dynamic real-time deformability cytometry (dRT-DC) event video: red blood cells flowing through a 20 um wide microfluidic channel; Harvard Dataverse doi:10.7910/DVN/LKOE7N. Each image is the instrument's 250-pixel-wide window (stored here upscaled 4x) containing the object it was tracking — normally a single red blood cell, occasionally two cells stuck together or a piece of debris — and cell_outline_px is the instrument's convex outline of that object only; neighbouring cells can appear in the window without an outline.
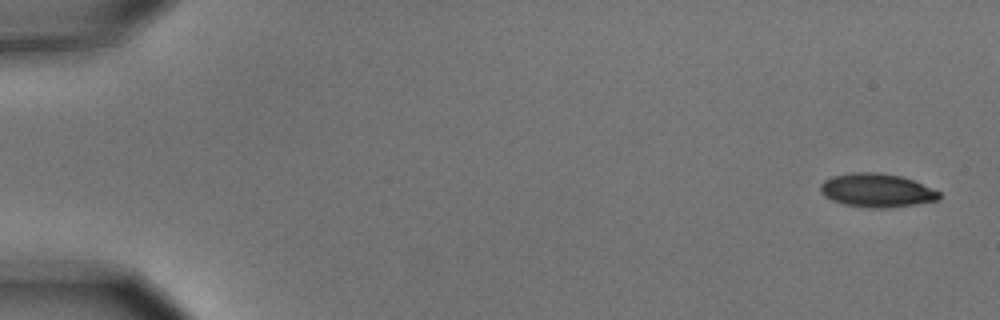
{"species": "common noctule bat (a hibernating species)", "species_latin": "Nyctalus noctula", "temperature_condition": "cold", "stored_images_in_passage": 5, "camera_frame_rate_fps": 3000, "um_per_image_px": 0.085, "animal": {"sex": "male", "body_mass_g": 15.6}, "frame": {"image": 1, "passage_image": 1, "time_ms": 0.0, "image_size_px": [1000, 320], "cell_outline_px": [[940, 200], [916, 204], [884, 208], [868, 208], [844, 204], [832, 200], [820, 188], [820, 184], [824, 180], [832, 176], [852, 172], [880, 172], [900, 176], [912, 180], [940, 192]], "centroid_in_image_um": [74.54, 16.17], "position_along_channel_um": 10.5, "area_um2": 23.06}}
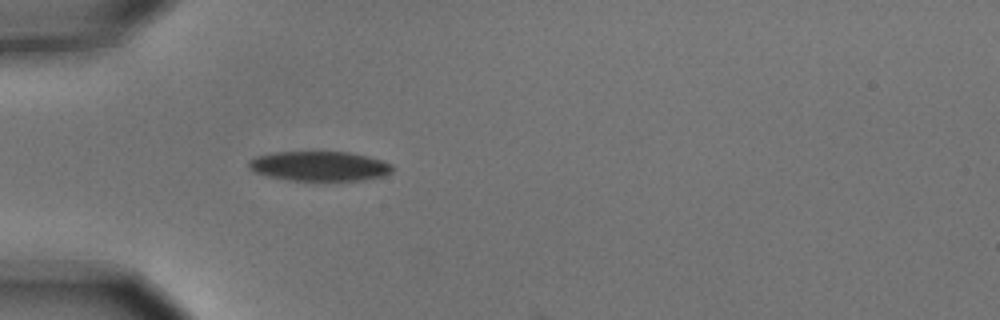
{"frame": {"image": 2, "passage_image": 5, "time_ms": 1.333, "image_size_px": [1000, 320], "cell_outline_px": [[392, 172], [384, 176], [360, 180], [292, 180], [268, 176], [256, 172], [248, 168], [248, 160], [256, 156], [272, 152], [348, 152], [368, 156], [384, 160], [392, 164]], "centroid_in_image_um": [27.16, 14.11], "position_along_channel_um": 57.8, "area_um2": 24.85}}